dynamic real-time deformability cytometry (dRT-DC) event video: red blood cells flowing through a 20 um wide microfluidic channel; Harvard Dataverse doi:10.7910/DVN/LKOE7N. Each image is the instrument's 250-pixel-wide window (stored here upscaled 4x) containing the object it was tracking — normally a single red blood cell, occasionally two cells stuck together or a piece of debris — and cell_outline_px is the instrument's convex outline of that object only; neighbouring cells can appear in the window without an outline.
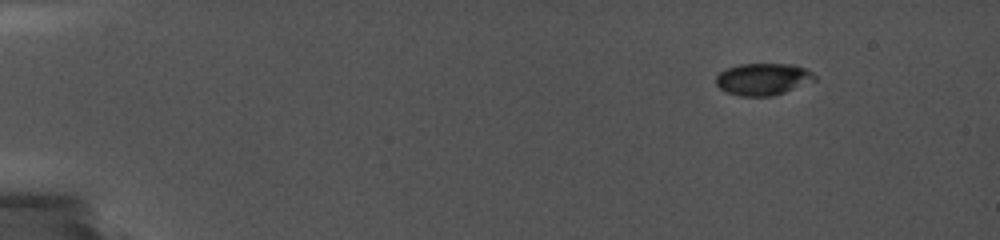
{"species": "common noctule bat (a hibernating species)", "species_latin": "Nyctalus noctula", "temperature_condition": "cold", "stored_images_in_passage": 33, "camera_frame_rate_fps": 5000, "um_per_image_px": 0.085, "animal": {"sex": "female", "body_mass_g": 19.0, "forearm_length_mm": 56.7}, "frame": {"image": 1, "passage_image": 1, "time_ms": 0.0, "image_size_px": [1000, 240], "cell_outline_px": [[816, 80], [784, 92], [772, 96], [740, 96], [728, 92], [720, 88], [716, 84], [716, 76], [720, 72], [728, 68], [740, 64], [792, 64], [804, 68], [812, 72], [816, 76]], "centroid_in_image_um": [64.86, 6.72], "position_along_channel_um": 20.1, "area_um2": 18.21}}